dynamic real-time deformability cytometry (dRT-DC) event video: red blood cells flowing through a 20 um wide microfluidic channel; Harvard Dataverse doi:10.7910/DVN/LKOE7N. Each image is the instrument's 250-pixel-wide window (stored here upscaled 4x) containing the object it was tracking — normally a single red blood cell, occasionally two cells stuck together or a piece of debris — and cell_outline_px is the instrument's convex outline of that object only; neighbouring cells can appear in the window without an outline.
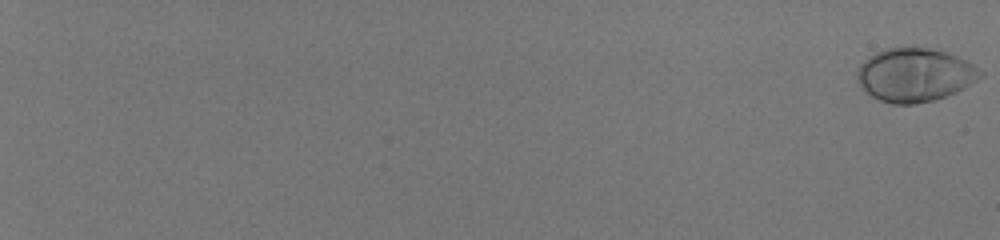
{"species": "human", "species_latin": "Homo sapiens", "temperature_condition": "room temperature", "stored_images_in_passage": 26, "camera_frame_rate_fps": 3000, "um_per_image_px": 0.085, "donor": {"sex": "male"}, "frame": {"image": 1, "passage_image": 1, "time_ms": 0.0, "image_size_px": [1000, 240], "cell_outline_px": [[984, 76], [964, 88], [956, 92], [932, 100], [912, 104], [892, 104], [880, 100], [872, 96], [856, 80], [856, 68], [868, 56], [876, 52], [888, 48], [928, 48], [944, 52], [956, 56], [972, 64], [984, 72]], "centroid_in_image_um": [77.74, 6.37], "position_along_channel_um": 7.3, "area_um2": 38.15}}
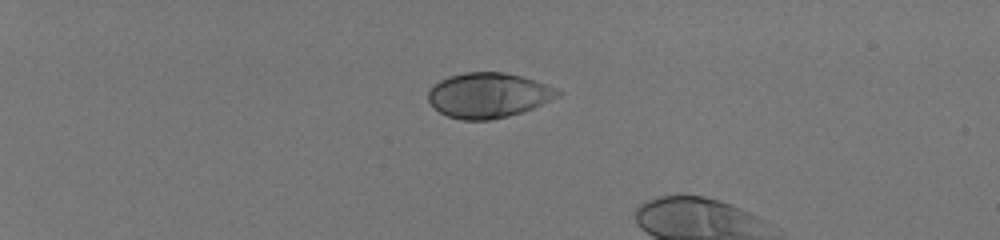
{"frame": {"image": 2, "passage_image": 20, "time_ms": 6.333, "image_size_px": [1000, 240], "cell_outline_px": [[564, 92], [560, 96], [532, 108], [508, 116], [488, 120], [460, 120], [448, 116], [440, 112], [428, 100], [428, 92], [440, 80], [448, 76], [464, 72], [504, 72], [520, 76], [548, 84]], "centroid_in_image_um": [41.53, 8.09], "position_along_channel_um": 43.5, "area_um2": 33.87}}